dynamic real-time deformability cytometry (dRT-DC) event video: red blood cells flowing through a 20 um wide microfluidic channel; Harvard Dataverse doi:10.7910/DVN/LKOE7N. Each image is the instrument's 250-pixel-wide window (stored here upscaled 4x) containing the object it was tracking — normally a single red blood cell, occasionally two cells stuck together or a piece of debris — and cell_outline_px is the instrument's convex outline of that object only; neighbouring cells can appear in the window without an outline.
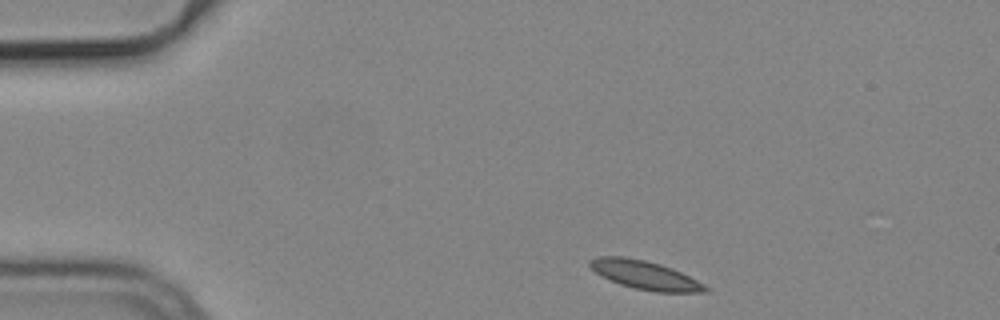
{"species": "common noctule bat (a hibernating species)", "species_latin": "Nyctalus noctula", "temperature_condition": "cold", "stored_images_in_passage": 3, "camera_frame_rate_fps": 3000, "um_per_image_px": 0.085, "animal": {"sex": "male", "body_mass_g": 19.2, "forearm_length_mm": 51.8}, "frame": {"image": 1, "passage_image": 1, "time_ms": 0.0, "image_size_px": [1000, 320], "cell_outline_px": [[712, 288], [708, 292], [656, 292], [636, 288], [620, 284], [596, 272], [588, 264], [588, 260], [596, 256], [624, 256], [644, 260], [660, 264], [672, 268]], "centroid_in_image_um": [54.85, 23.37], "position_along_channel_um": 30.2, "area_um2": 19.07}}